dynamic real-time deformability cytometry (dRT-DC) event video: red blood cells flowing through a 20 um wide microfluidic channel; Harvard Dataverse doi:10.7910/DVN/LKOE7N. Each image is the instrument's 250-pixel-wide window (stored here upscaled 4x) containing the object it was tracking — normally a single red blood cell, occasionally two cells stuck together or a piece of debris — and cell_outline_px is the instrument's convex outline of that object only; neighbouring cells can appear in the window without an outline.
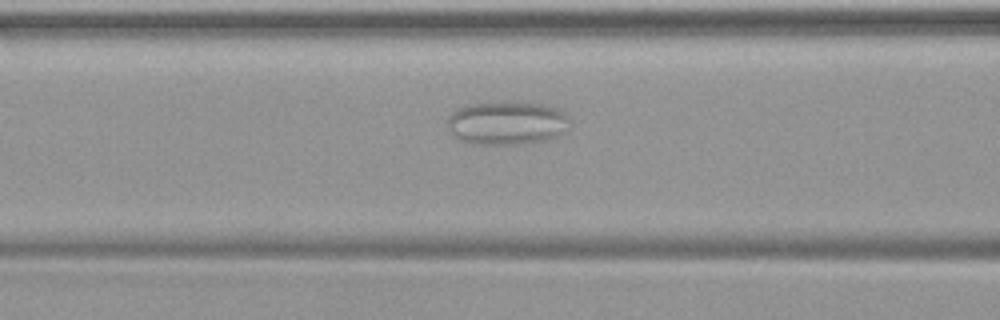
{"species": "common noctule bat (a hibernating species)", "species_latin": "Nyctalus noctula", "temperature_condition": "warm", "stored_images_in_passage": 35, "camera_frame_rate_fps": 3000, "um_per_image_px": 0.085, "animal": {"sex": "female", "body_mass_g": 19.9}, "frame": {"image": 1, "passage_image": 6, "time_ms": 1.667, "image_size_px": [1000, 320], "cell_outline_px": [[572, 120], [556, 136], [544, 140], [516, 144], [472, 144], [460, 140], [448, 128], [448, 116], [456, 108], [464, 104], [500, 100], [508, 100], [544, 104], [560, 108]], "centroid_in_image_um": [43.05, 10.39], "position_along_channel_um": 123.5, "area_um2": 31.62}}
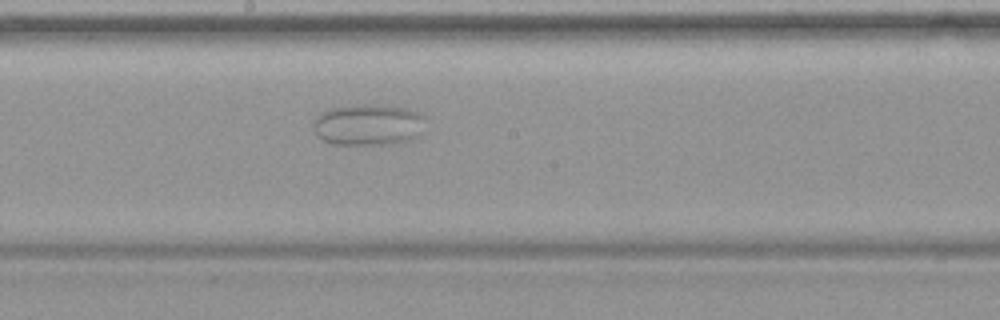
{"frame": {"image": 2, "passage_image": 13, "time_ms": 4.0, "image_size_px": [1000, 320], "cell_outline_px": [[424, 116], [420, 132], [412, 140], [388, 144], [332, 144], [320, 140], [316, 136], [316, 116], [320, 112], [332, 108], [364, 104], [404, 108], [420, 112]], "centroid_in_image_um": [31.28, 10.61], "position_along_channel_um": 216.9, "area_um2": 26.65}}
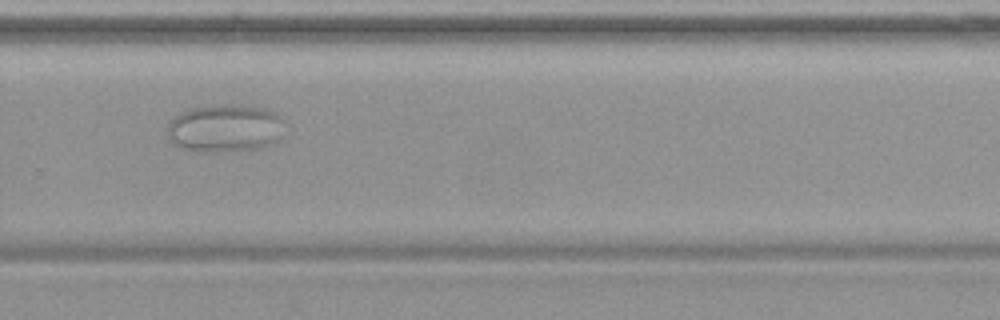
{"frame": {"image": 3, "passage_image": 20, "time_ms": 6.333, "image_size_px": [1000, 320], "cell_outline_px": [[284, 120], [280, 136], [276, 140], [260, 148], [208, 152], [204, 152], [180, 148], [172, 144], [168, 136], [168, 124], [180, 112], [192, 108], [216, 104], [224, 104], [268, 108], [276, 112]], "centroid_in_image_um": [19.11, 10.88], "position_along_channel_um": 310.7, "area_um2": 32.66}}